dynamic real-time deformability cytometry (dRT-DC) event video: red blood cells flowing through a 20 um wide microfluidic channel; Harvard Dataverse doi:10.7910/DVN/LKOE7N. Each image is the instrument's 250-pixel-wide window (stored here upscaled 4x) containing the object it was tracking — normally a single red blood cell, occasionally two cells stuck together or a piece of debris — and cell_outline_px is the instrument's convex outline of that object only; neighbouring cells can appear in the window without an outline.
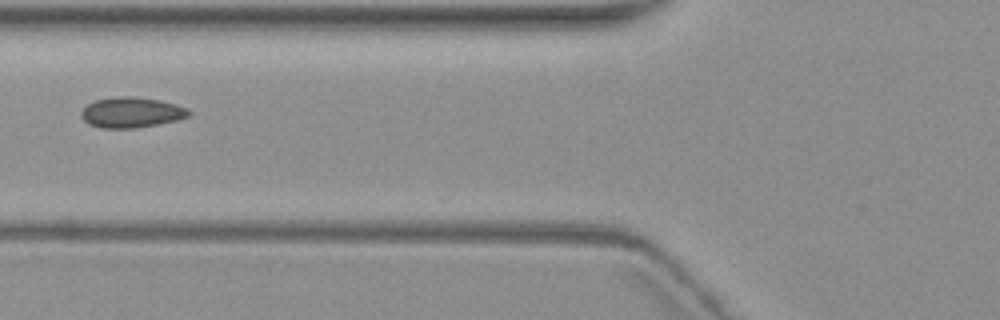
{"species": "common noctule bat (a hibernating species)", "species_latin": "Nyctalus noctula", "temperature_condition": "warm", "stored_images_in_passage": 3, "camera_frame_rate_fps": 3000, "um_per_image_px": 0.085, "animal": {"sex": "female", "body_mass_g": 19.3, "forearm_length_mm": 54.1}, "frame": {"image": 1, "passage_image": 3, "time_ms": 3.333, "image_size_px": [1000, 320], "cell_outline_px": [[192, 112], [188, 116], [176, 120], [136, 128], [100, 128], [88, 124], [80, 116], [80, 112], [88, 104], [96, 100], [116, 96], [132, 96], [160, 100], [176, 104], [188, 108]], "centroid_in_image_um": [11.16, 9.55], "position_along_channel_um": 114.6, "area_um2": 19.13}}